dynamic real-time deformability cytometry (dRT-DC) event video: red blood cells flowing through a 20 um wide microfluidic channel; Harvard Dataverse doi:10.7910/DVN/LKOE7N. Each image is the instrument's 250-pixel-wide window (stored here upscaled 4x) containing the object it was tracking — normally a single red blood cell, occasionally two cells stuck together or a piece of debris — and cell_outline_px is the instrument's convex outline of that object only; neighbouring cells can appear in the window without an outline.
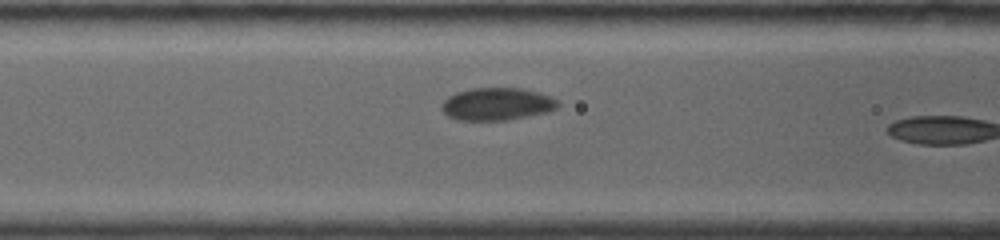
{"species": "common noctule bat (a hibernating species)", "species_latin": "Nyctalus noctula", "temperature_condition": "warm", "stored_images_in_passage": 30, "camera_frame_rate_fps": 5000, "um_per_image_px": 0.085, "animal": {"sex": "female", "body_mass_g": 19.0, "forearm_length_mm": 53.3}, "frame": {"image": 1, "passage_image": 3, "time_ms": 0.4, "image_size_px": [1000, 240], "cell_outline_px": [[560, 104], [556, 108], [548, 112], [508, 120], [456, 120], [448, 116], [440, 108], [444, 100], [448, 96], [456, 92], [472, 88], [524, 88], [540, 92], [556, 100]], "centroid_in_image_um": [42.23, 8.84], "position_along_channel_um": 124.4, "area_um2": 22.14}}
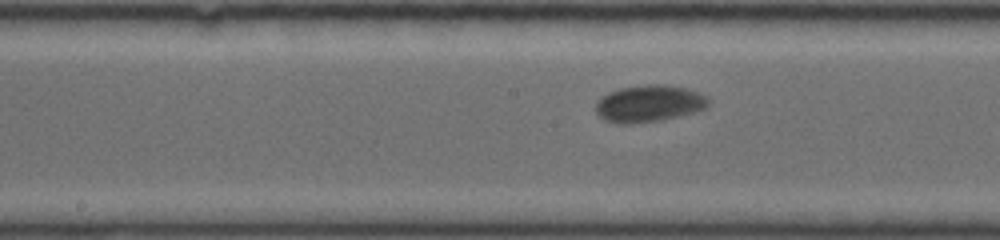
{"frame": {"image": 2, "passage_image": 12, "time_ms": 2.2, "image_size_px": [1000, 240], "cell_outline_px": [[708, 108], [696, 112], [680, 116], [660, 120], [604, 120], [596, 112], [596, 100], [608, 92], [620, 88], [656, 84], [688, 88], [708, 96]], "centroid_in_image_um": [55.25, 8.75], "position_along_channel_um": 192.9, "area_um2": 23.35}}
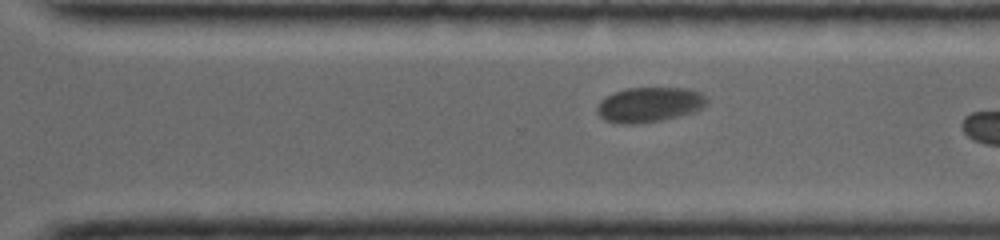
{"frame": {"image": 3, "passage_image": 28, "time_ms": 5.4, "image_size_px": [1000, 240], "cell_outline_px": [[708, 104], [704, 108], [692, 112], [660, 120], [632, 124], [620, 124], [604, 120], [596, 112], [596, 108], [600, 100], [612, 92], [628, 88], [688, 88], [700, 92], [708, 100]], "centroid_in_image_um": [55.17, 8.88], "position_along_channel_um": 315.4, "area_um2": 22.43}}